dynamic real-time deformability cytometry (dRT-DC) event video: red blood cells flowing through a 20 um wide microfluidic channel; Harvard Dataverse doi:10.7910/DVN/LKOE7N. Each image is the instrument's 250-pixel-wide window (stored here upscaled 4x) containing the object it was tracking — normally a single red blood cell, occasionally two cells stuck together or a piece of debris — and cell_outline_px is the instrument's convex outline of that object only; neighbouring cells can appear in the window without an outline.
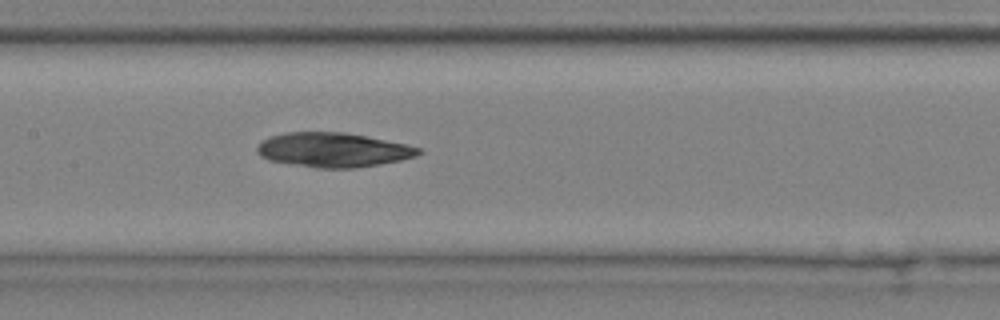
{"species": "common noctule bat (a hibernating species)", "species_latin": "Nyctalus noctula", "temperature_condition": "cold", "stored_images_in_passage": 7, "camera_frame_rate_fps": 3000, "um_per_image_px": 0.085, "animal": {"sex": "male", "body_mass_g": 20.4}, "frame": {"image": 1, "passage_image": 7, "time_ms": 2.0, "image_size_px": [1000, 320], "cell_outline_px": [[424, 152], [416, 156], [400, 160], [380, 164], [356, 168], [316, 168], [268, 160], [260, 156], [256, 152], [256, 148], [260, 140], [268, 136], [284, 132], [344, 132], [368, 136], [408, 144], [420, 148]], "centroid_in_image_um": [28.3, 12.73], "position_along_channel_um": 179.1, "area_um2": 32.83}}